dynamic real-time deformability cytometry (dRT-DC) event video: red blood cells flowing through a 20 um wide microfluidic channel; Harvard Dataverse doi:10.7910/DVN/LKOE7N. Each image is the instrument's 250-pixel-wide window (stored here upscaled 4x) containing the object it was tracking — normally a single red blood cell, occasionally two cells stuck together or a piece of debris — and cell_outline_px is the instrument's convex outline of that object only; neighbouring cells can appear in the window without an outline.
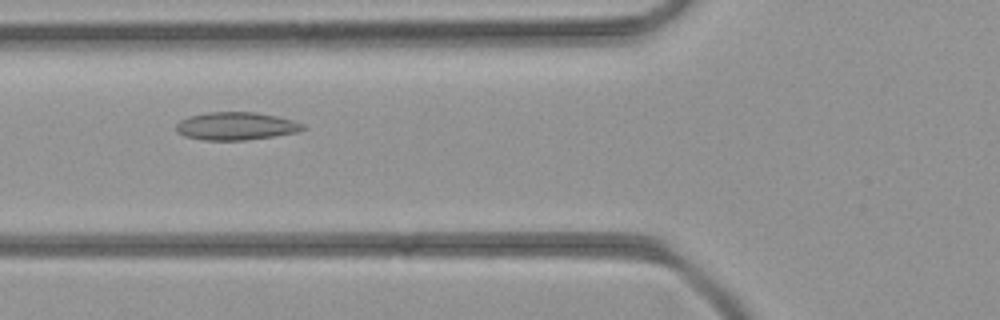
{"species": "common noctule bat (a hibernating species)", "species_latin": "Nyctalus noctula", "temperature_condition": "room temperature", "stored_images_in_passage": 44, "camera_frame_rate_fps": 3000, "um_per_image_px": 0.085, "animal": {"sex": "female", "body_mass_g": 21.9}, "frame": {"image": 1, "passage_image": 17, "time_ms": 5.333, "image_size_px": [1000, 320], "cell_outline_px": [[304, 128], [296, 132], [272, 136], [244, 140], [204, 140], [184, 136], [176, 132], [176, 124], [180, 120], [188, 116], [208, 112], [252, 112], [276, 116], [292, 120], [304, 124]], "centroid_in_image_um": [20.0, 10.71], "position_along_channel_um": 105.8, "area_um2": 20.4}}
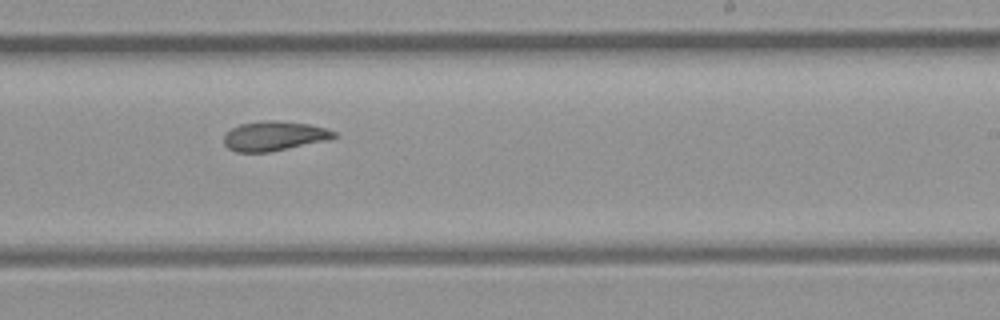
{"frame": {"image": 2, "passage_image": 27, "time_ms": 8.667, "image_size_px": [1000, 320], "cell_outline_px": [[336, 136], [324, 140], [268, 152], [236, 152], [228, 148], [224, 144], [224, 136], [232, 128], [240, 124], [264, 120], [276, 120], [308, 124], [324, 128], [336, 132]], "centroid_in_image_um": [23.24, 11.55], "position_along_channel_um": 265.8, "area_um2": 18.55}}
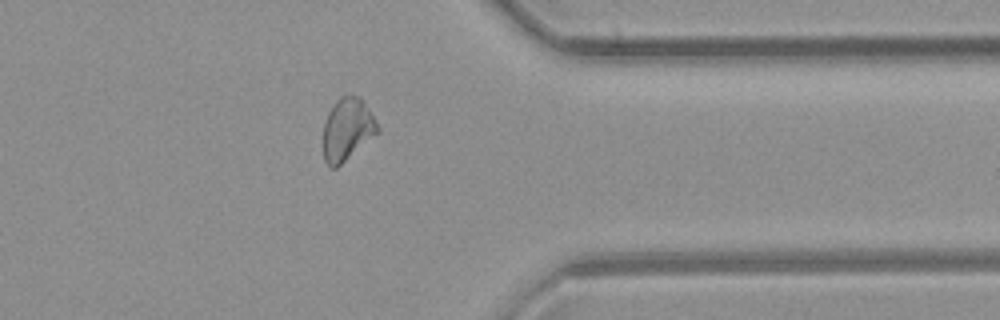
{"frame": {"image": 3, "passage_image": 35, "time_ms": 11.333, "image_size_px": [1000, 320], "cell_outline_px": [[380, 132], [336, 168], [328, 168], [324, 160], [324, 124], [328, 112], [332, 104], [340, 96], [360, 96], [380, 128]], "centroid_in_image_um": [29.52, 11.01], "position_along_channel_um": 381.9, "area_um2": 19.77}}